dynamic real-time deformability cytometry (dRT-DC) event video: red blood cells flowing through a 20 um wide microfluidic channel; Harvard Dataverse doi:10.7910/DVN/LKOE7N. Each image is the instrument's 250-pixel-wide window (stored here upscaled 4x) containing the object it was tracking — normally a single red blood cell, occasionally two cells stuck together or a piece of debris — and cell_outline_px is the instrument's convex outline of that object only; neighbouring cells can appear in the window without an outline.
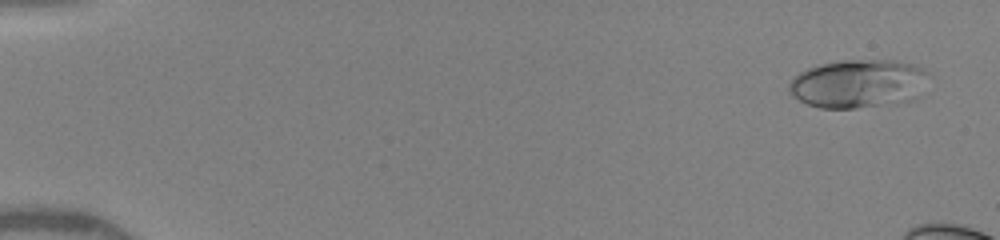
{"species": "human", "species_latin": "Homo sapiens", "temperature_condition": "warm", "stored_images_in_passage": 5, "camera_frame_rate_fps": 3000, "um_per_image_px": 0.085, "donor": {"sex": "female"}, "frame": {"image": 1, "passage_image": 1, "time_ms": 0.0, "image_size_px": [1000, 240], "cell_outline_px": [[932, 76], [920, 96], [916, 100], [896, 104], [856, 108], [820, 108], [808, 104], [792, 96], [788, 92], [788, 84], [800, 72], [808, 68], [820, 64], [840, 60], [896, 60], [920, 64]], "centroid_in_image_um": [73.08, 7.11], "position_along_channel_um": 11.9, "area_um2": 40.63}}